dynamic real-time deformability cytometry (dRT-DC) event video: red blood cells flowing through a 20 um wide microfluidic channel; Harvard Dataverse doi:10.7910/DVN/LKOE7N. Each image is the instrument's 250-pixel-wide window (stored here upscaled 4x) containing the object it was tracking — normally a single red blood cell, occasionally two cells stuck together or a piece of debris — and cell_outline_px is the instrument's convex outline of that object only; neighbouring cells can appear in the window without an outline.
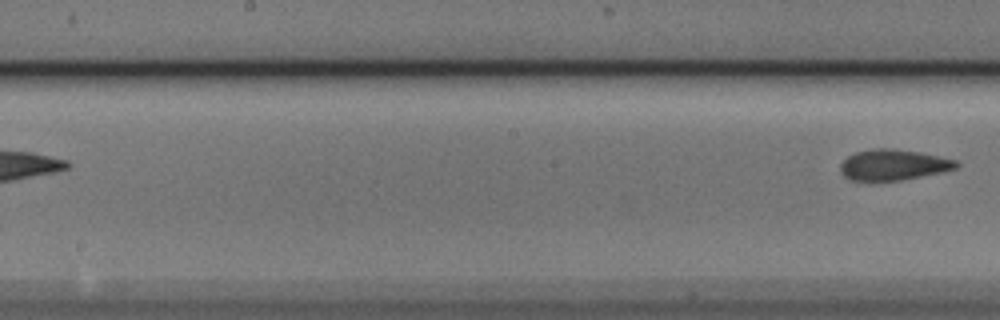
{"species": "Egyptian fruit bat (a non-hibernating species)", "species_latin": "Rousettus aegyptiacus", "temperature_condition": "cold", "stored_images_in_passage": 7, "segment_of_instrument_passage": [2, 2], "camera_frame_rate_fps": 3000, "um_per_image_px": 0.085, "animal": {"sex": "male"}, "frame": {"image": 1, "passage_image": 7, "time_ms": 2.0, "image_size_px": [1000, 320], "cell_outline_px": [[960, 164], [956, 168], [940, 172], [900, 180], [848, 180], [840, 172], [840, 164], [848, 156], [856, 152], [872, 148], [892, 148], [920, 152], [956, 160]], "centroid_in_image_um": [75.9, 14.0], "position_along_channel_um": 172.3, "area_um2": 20.63}}